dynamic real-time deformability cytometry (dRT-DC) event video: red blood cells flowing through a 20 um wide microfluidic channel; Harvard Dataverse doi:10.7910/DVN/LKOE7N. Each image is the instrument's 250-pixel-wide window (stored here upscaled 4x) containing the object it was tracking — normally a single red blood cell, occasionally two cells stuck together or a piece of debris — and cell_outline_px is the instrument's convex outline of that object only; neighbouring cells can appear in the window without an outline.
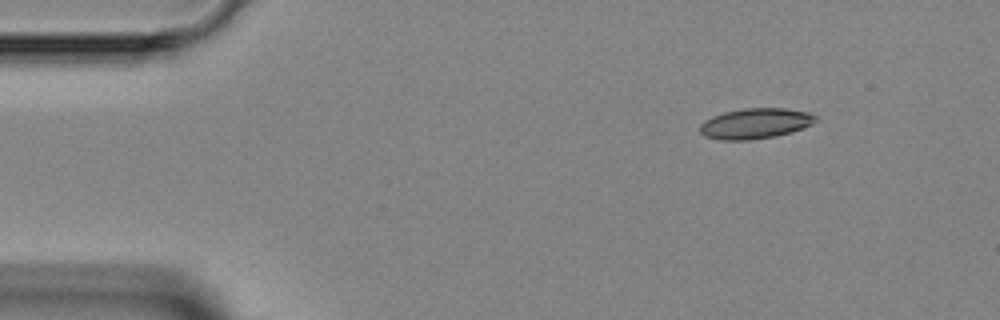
{"species": "Egyptian fruit bat (a non-hibernating species)", "species_latin": "Rousettus aegyptiacus", "temperature_condition": "room temperature", "stored_images_in_passage": 3, "camera_frame_rate_fps": 3000, "um_per_image_px": 0.085, "animal": {"sex": "female"}, "frame": {"image": 1, "passage_image": 1, "time_ms": 0.0, "image_size_px": [1000, 320], "cell_outline_px": [[816, 120], [812, 124], [804, 128], [776, 136], [748, 140], [720, 140], [704, 136], [700, 132], [700, 124], [704, 120], [712, 116], [724, 112], [744, 108], [784, 108], [808, 112], [816, 116]], "centroid_in_image_um": [64.18, 10.5], "position_along_channel_um": 20.8, "area_um2": 20.58}}
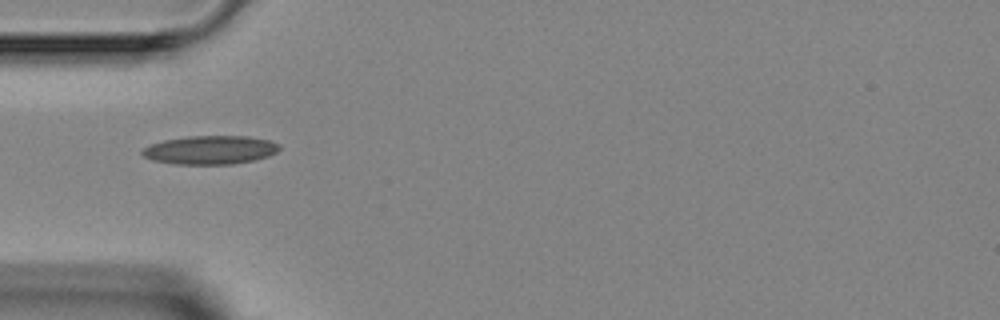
{"frame": {"image": 2, "passage_image": 3, "time_ms": 3.0, "image_size_px": [1000, 320], "cell_outline_px": [[280, 148], [276, 152], [268, 156], [256, 160], [232, 164], [176, 164], [152, 160], [144, 156], [140, 152], [144, 148], [152, 144], [164, 140], [188, 136], [248, 136], [268, 140], [280, 144]], "centroid_in_image_um": [17.89, 12.74], "position_along_channel_um": 67.1, "area_um2": 22.83}}